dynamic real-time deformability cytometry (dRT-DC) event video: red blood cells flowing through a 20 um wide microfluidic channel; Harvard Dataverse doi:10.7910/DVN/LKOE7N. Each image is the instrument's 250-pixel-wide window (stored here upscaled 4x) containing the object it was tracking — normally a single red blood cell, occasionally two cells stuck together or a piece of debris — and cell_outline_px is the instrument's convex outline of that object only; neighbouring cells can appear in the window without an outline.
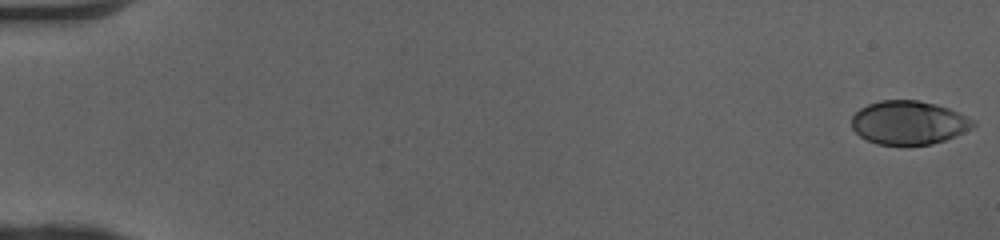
{"species": "human", "species_latin": "Homo sapiens", "temperature_condition": "cold", "stored_images_in_passage": 51, "camera_frame_rate_fps": 3000, "um_per_image_px": 0.085, "donor": {"sex": "female"}, "frame": {"image": 1, "passage_image": 1, "time_ms": 0.0, "image_size_px": [1000, 240], "cell_outline_px": [[976, 124], [964, 132], [956, 136], [932, 144], [876, 144], [860, 136], [852, 128], [852, 116], [860, 108], [868, 104], [880, 100], [916, 100], [936, 104], [948, 108], [976, 120]], "centroid_in_image_um": [77.24, 10.41], "position_along_channel_um": 7.8, "area_um2": 30.75}}
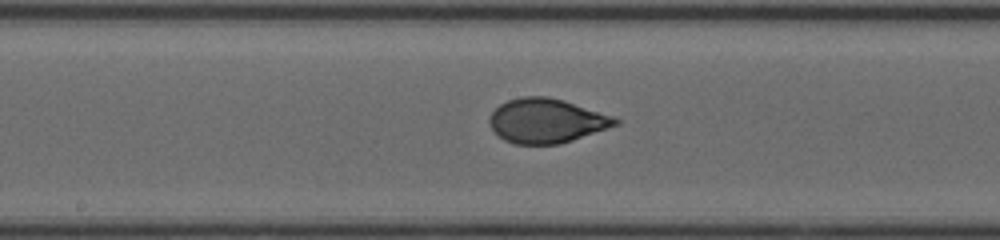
{"frame": {"image": 2, "passage_image": 28, "time_ms": 9.0, "image_size_px": [1000, 240], "cell_outline_px": [[620, 124], [560, 144], [512, 144], [504, 140], [492, 128], [488, 120], [492, 112], [500, 104], [508, 100], [520, 96], [548, 96], [564, 100], [612, 116], [620, 120]], "centroid_in_image_um": [46.44, 10.26], "position_along_channel_um": 201.8, "area_um2": 32.43}}
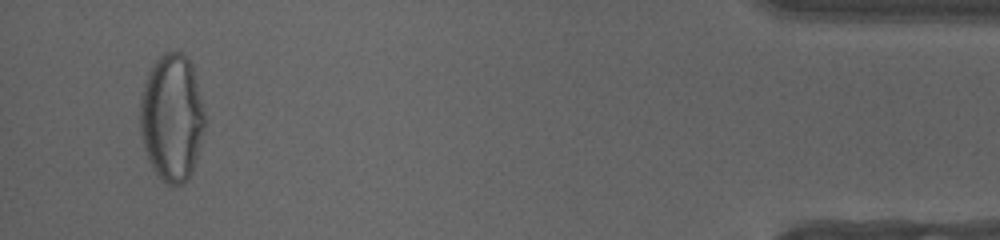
{"frame": {"image": 3, "passage_image": 49, "time_ms": 16.0, "image_size_px": [1000, 240], "cell_outline_px": [[204, 124], [192, 172], [184, 184], [168, 184], [152, 168], [144, 148], [140, 132], [140, 96], [148, 72], [152, 64], [164, 52], [180, 52], [188, 56], [192, 64], [204, 112]], "centroid_in_image_um": [14.58, 9.96], "position_along_channel_um": 420.6, "area_um2": 47.57}, "authors_computed_cell_mechanics": {"area_um2": 32.1946, "velocity_mm_per_s": 4.1106, "shape_relaxation_time_tau1_ms": 7.9352, "shape_relaxation_time_tau2_ms": null, "deformation_change_tau1": 0.2652, "deformation_change_tau2": null}}